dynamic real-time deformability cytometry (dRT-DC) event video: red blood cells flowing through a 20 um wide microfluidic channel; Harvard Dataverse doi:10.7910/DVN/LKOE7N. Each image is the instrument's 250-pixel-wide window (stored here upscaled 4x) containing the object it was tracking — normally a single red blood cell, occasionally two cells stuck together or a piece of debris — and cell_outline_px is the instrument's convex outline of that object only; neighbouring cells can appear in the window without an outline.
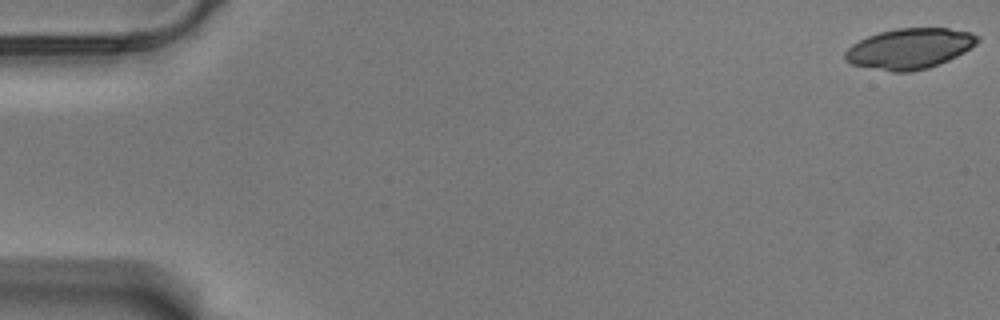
{"species": "Egyptian fruit bat (a non-hibernating species)", "species_latin": "Rousettus aegyptiacus", "temperature_condition": "warm", "stored_images_in_passage": 11, "camera_frame_rate_fps": 3000, "um_per_image_px": 0.085, "animal": {"sex": "male"}, "frame": {"image": 1, "passage_image": 1, "time_ms": 0.0, "image_size_px": [1000, 320], "cell_outline_px": [[980, 40], [976, 44], [964, 52], [948, 60], [928, 68], [912, 72], [892, 72], [852, 64], [844, 60], [844, 52], [852, 44], [868, 36], [880, 32], [896, 28], [948, 28], [968, 32], [980, 36]], "centroid_in_image_um": [77.31, 4.13], "position_along_channel_um": 7.7, "area_um2": 31.21}}